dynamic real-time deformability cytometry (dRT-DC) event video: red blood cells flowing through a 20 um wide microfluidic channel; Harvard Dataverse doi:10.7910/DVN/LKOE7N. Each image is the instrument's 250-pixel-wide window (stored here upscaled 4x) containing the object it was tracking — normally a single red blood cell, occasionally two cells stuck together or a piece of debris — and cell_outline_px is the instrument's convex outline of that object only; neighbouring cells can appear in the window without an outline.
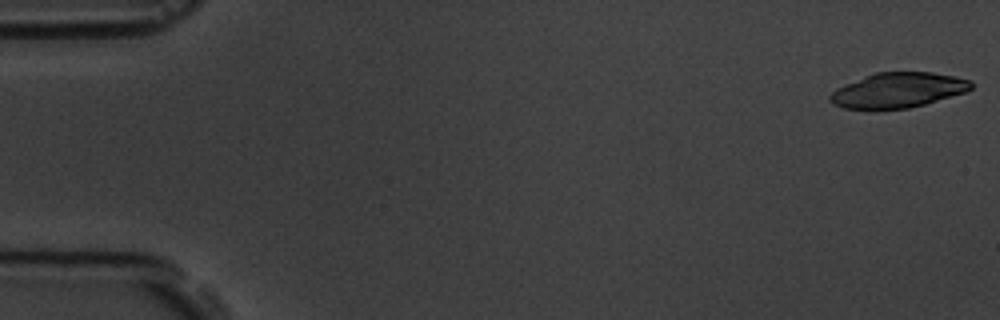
{"species": "common noctule bat (a hibernating species)", "species_latin": "Nyctalus noctula", "temperature_condition": "room temperature", "stored_images_in_passage": 6, "camera_frame_rate_fps": 3000, "um_per_image_px": 0.085, "animal": {"sex": "male", "body_mass_g": 19.5, "forearm_length_mm": 54.6}, "frame": {"image": 1, "passage_image": 1, "time_ms": 0.0, "image_size_px": [1000, 320], "cell_outline_px": [[972, 88], [968, 92], [924, 104], [908, 108], [844, 108], [832, 104], [828, 100], [828, 96], [836, 88], [864, 76], [876, 72], [932, 72], [956, 76], [972, 80]], "centroid_in_image_um": [76.36, 7.65], "position_along_channel_um": 8.6, "area_um2": 28.78}}